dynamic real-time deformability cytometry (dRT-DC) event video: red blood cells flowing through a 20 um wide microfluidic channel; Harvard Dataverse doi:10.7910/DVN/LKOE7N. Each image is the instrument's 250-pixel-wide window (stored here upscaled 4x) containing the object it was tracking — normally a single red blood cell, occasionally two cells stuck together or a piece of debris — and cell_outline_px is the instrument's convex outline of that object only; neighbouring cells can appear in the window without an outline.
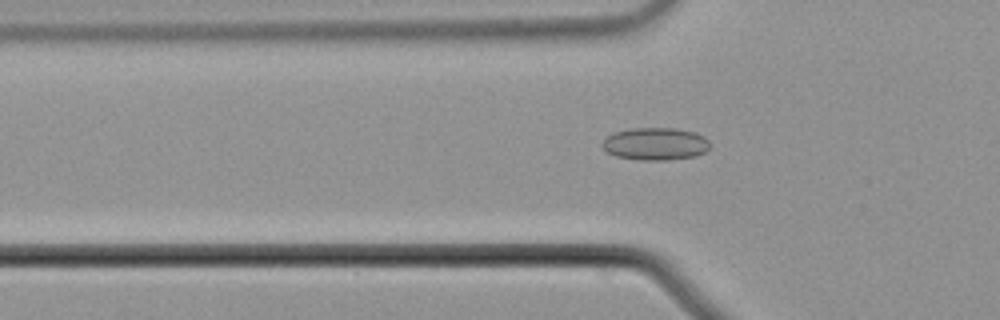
{"species": "common noctule bat (a hibernating species)", "species_latin": "Nyctalus noctula", "temperature_condition": "cold", "stored_images_in_passage": 56, "camera_frame_rate_fps": 3000, "um_per_image_px": 0.085, "animal": {"sex": "male", "body_mass_g": 21.5, "forearm_length_mm": 52.0}, "frame": {"image": 1, "passage_image": 19, "time_ms": 6.0, "image_size_px": [1000, 320], "cell_outline_px": [[712, 144], [704, 152], [696, 156], [668, 160], [640, 160], [616, 156], [608, 152], [600, 144], [604, 136], [612, 132], [632, 128], [676, 128], [696, 132], [704, 136]], "centroid_in_image_um": [55.69, 12.22], "position_along_channel_um": 70.1, "area_um2": 20.75}}
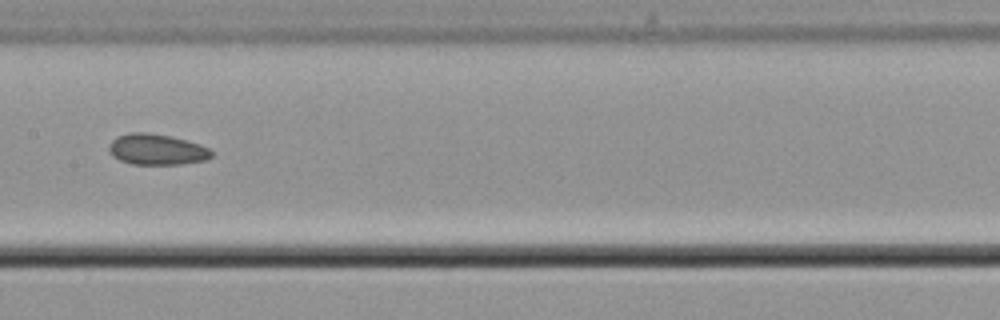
{"frame": {"image": 2, "passage_image": 29, "time_ms": 9.333, "image_size_px": [1000, 320], "cell_outline_px": [[212, 156], [204, 160], [180, 164], [132, 164], [120, 160], [112, 156], [108, 152], [108, 148], [112, 140], [116, 136], [128, 132], [148, 132], [168, 136], [200, 144], [208, 148], [212, 152]], "centroid_in_image_um": [13.27, 12.7], "position_along_channel_um": 194.1, "area_um2": 18.38}}
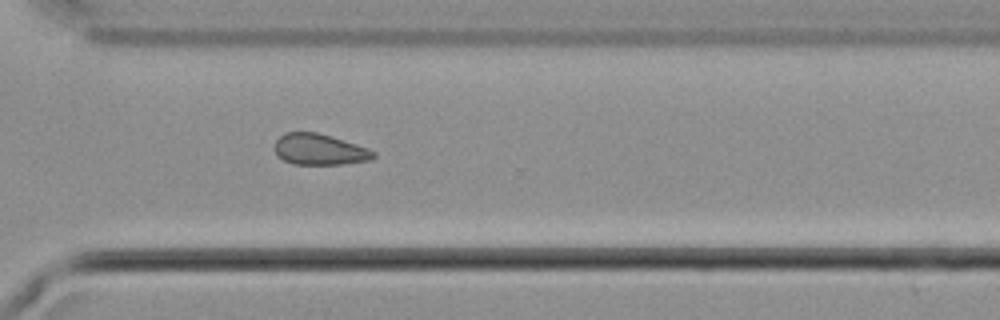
{"frame": {"image": 3, "passage_image": 41, "time_ms": 13.333, "image_size_px": [1000, 320], "cell_outline_px": [[376, 156], [368, 160], [340, 164], [292, 164], [276, 156], [276, 140], [284, 132], [316, 132], [356, 144], [368, 148], [376, 152]], "centroid_in_image_um": [27.14, 12.7], "position_along_channel_um": 343.5, "area_um2": 17.69}, "authors_computed_cell_mechanics": {"area_um2": 18.8139, "velocity_mm_per_s": 3.7366, "shape_relaxation_time_tau1_ms": 0.599, "shape_relaxation_time_tau2_ms": 6.195, "deformation_change_tau1": 0.0275, "deformation_change_tau2": 0.1244}}